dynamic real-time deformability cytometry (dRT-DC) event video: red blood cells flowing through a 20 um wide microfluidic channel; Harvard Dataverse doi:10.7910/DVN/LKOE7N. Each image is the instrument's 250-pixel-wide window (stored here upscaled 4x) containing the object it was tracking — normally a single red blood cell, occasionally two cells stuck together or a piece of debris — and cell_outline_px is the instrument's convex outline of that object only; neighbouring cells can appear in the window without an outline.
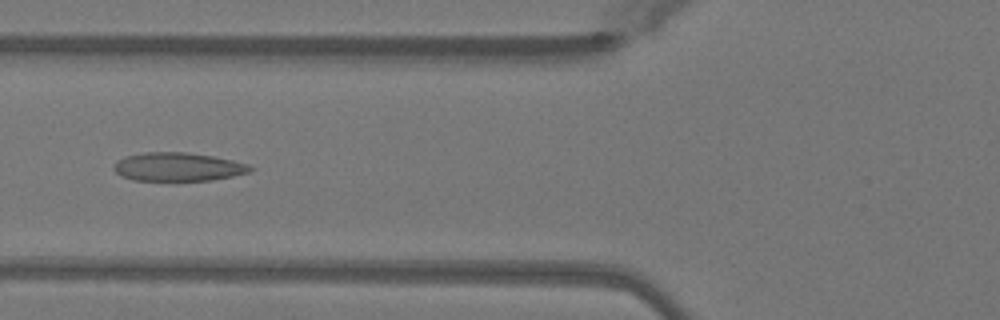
{"species": "Egyptian fruit bat (a non-hibernating species)", "species_latin": "Rousettus aegyptiacus", "temperature_condition": "warm", "stored_images_in_passage": 49, "camera_frame_rate_fps": 3000, "um_per_image_px": 0.085, "animal": {"sex": "female"}, "frame": {"image": 1, "passage_image": 19, "time_ms": 6.0, "image_size_px": [1000, 320], "cell_outline_px": [[256, 168], [248, 172], [232, 176], [212, 180], [132, 180], [120, 176], [112, 168], [116, 160], [124, 156], [144, 152], [184, 152], [212, 156], [232, 160], [248, 164]], "centroid_in_image_um": [15.08, 14.18], "position_along_channel_um": 110.7, "area_um2": 22.72}}
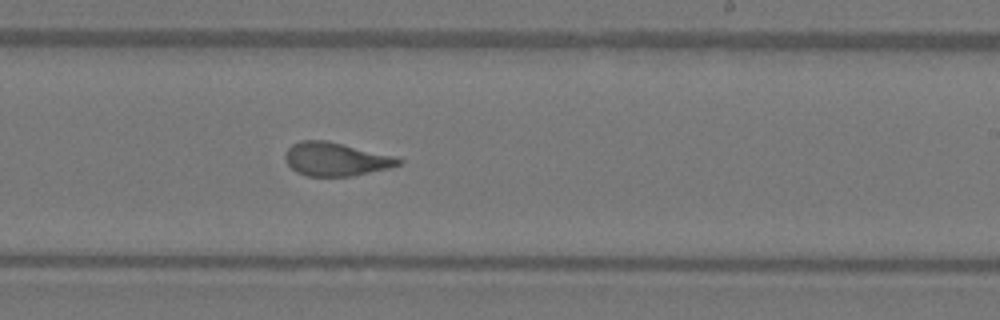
{"frame": {"image": 2, "passage_image": 30, "time_ms": 9.667, "image_size_px": [1000, 320], "cell_outline_px": [[404, 160], [400, 164], [388, 168], [352, 176], [308, 176], [296, 172], [288, 164], [284, 156], [284, 152], [292, 144], [300, 140], [328, 140], [392, 156]], "centroid_in_image_um": [28.49, 13.52], "position_along_channel_um": 260.5, "area_um2": 21.96}}
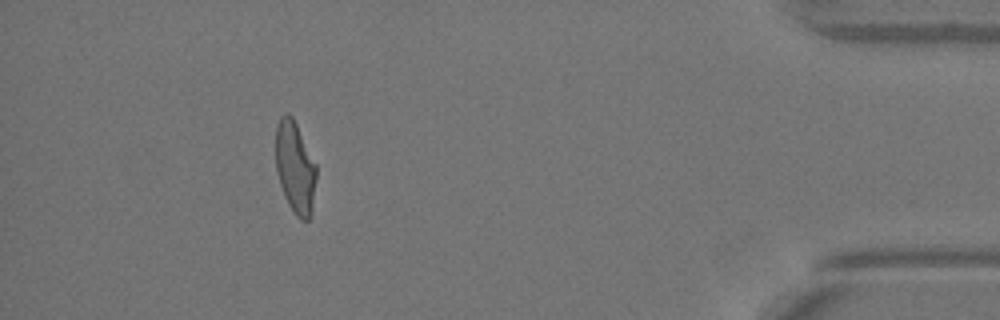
{"frame": {"image": 3, "passage_image": 45, "time_ms": 14.667, "image_size_px": [1000, 320], "cell_outline_px": [[316, 176], [312, 212], [308, 220], [300, 220], [296, 216], [288, 204], [284, 196], [276, 172], [276, 124], [280, 116], [284, 112], [288, 112], [292, 116], [316, 164]], "centroid_in_image_um": [25.07, 14.23], "position_along_channel_um": 410.1, "area_um2": 21.85}, "authors_computed_cell_mechanics": {"area_um2": 22.6576, "velocity_mm_per_s": 4.0822, "shape_relaxation_time_tau1_ms": 6.9617, "shape_relaxation_time_tau2_ms": 0.8842, "deformation_change_tau1": 0.2251, "deformation_change_tau2": 0.0821}}